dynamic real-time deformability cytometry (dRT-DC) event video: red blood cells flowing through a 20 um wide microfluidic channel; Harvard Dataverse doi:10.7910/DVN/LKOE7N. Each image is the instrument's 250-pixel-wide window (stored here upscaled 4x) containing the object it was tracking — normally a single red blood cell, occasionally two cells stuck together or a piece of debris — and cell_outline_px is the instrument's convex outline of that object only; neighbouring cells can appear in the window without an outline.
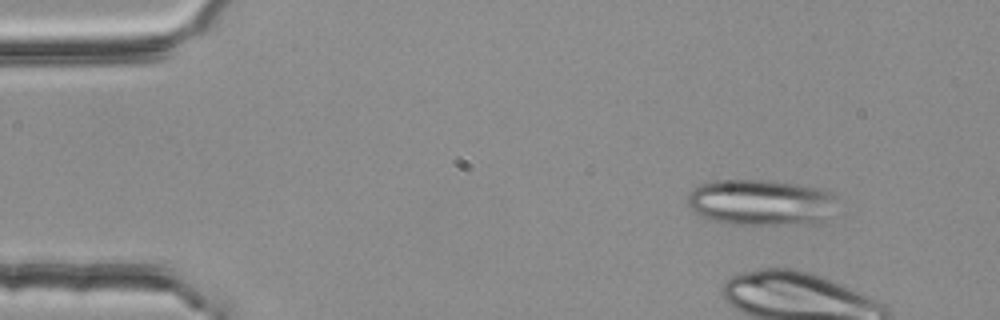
{"species": "common noctule bat (a hibernating species)", "species_latin": "Nyctalus noctula", "temperature_condition": "room temperature", "stored_images_in_passage": 3, "camera_frame_rate_fps": 3000, "um_per_image_px": 0.085, "animal": {"sex": "female", "body_mass_g": 25.1}, "frame": {"image": 1, "passage_image": 1, "time_ms": 0.0, "image_size_px": [1000, 320], "cell_outline_px": [[836, 196], [828, 224], [724, 224], [712, 220], [692, 212], [688, 204], [688, 192], [704, 184], [716, 180], [772, 180], [800, 184], [820, 188]], "centroid_in_image_um": [64.73, 17.22], "position_along_channel_um": 20.3, "area_um2": 40.69}}